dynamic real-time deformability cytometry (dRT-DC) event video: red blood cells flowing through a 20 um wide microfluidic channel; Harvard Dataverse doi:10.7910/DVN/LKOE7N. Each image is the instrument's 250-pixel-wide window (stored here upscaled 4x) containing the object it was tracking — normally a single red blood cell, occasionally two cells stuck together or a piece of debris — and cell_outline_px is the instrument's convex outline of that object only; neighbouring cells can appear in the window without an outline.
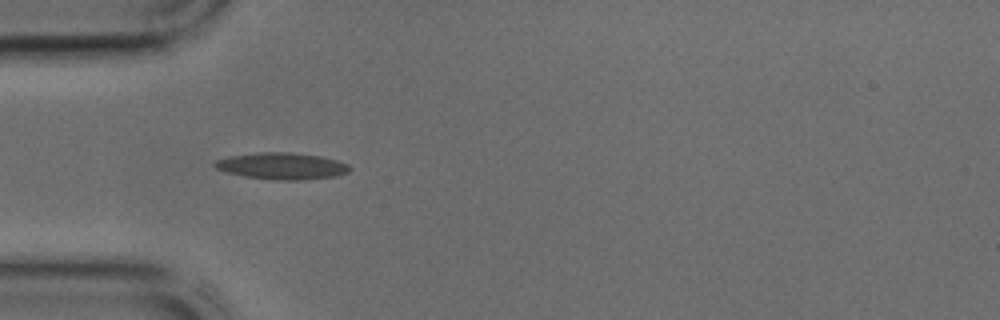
{"species": "common noctule bat (a hibernating species)", "species_latin": "Nyctalus noctula", "temperature_condition": "cold", "stored_images_in_passage": 31, "camera_frame_rate_fps": 3000, "um_per_image_px": 0.085, "animal": {"sex": "male", "body_mass_g": 17.9, "forearm_length_mm": 54.2}, "frame": {"image": 1, "passage_image": 1, "time_ms": 0.0, "image_size_px": [1000, 320], "cell_outline_px": [[352, 168], [348, 172], [336, 176], [300, 180], [272, 180], [244, 176], [228, 172], [216, 168], [212, 164], [216, 160], [228, 156], [256, 152], [292, 152], [320, 156], [336, 160], [348, 164]], "centroid_in_image_um": [23.95, 14.1], "position_along_channel_um": 61.0, "area_um2": 21.04}}
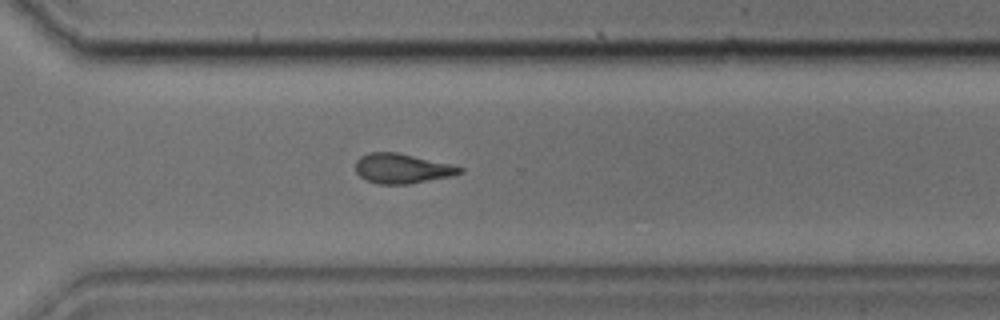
{"frame": {"image": 2, "passage_image": 19, "time_ms": 6.0, "image_size_px": [1000, 320], "cell_outline_px": [[464, 172], [452, 176], [408, 184], [376, 184], [364, 180], [356, 172], [356, 160], [360, 156], [368, 152], [396, 152], [448, 164], [464, 168]], "centroid_in_image_um": [34.13, 14.33], "position_along_channel_um": 336.5, "area_um2": 18.03}}
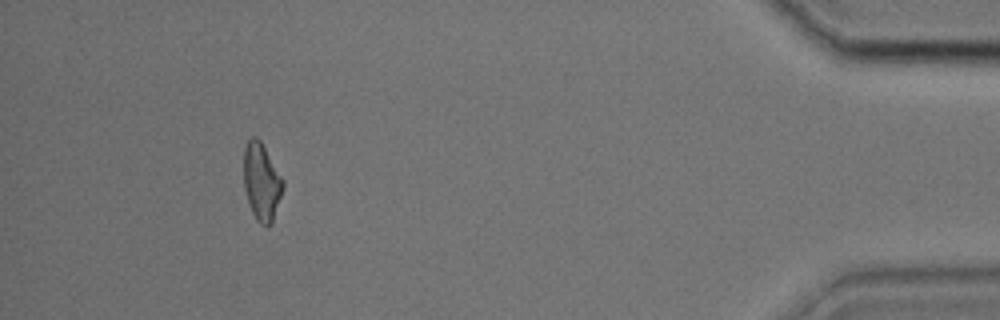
{"frame": {"image": 3, "passage_image": 28, "time_ms": 9.0, "image_size_px": [1000, 320], "cell_outline_px": [[284, 188], [272, 224], [268, 228], [260, 224], [256, 220], [252, 212], [244, 188], [244, 148], [248, 140], [252, 136], [256, 136], [260, 140], [284, 180]], "centroid_in_image_um": [22.25, 15.49], "position_along_channel_um": 413.0, "area_um2": 17.86}}